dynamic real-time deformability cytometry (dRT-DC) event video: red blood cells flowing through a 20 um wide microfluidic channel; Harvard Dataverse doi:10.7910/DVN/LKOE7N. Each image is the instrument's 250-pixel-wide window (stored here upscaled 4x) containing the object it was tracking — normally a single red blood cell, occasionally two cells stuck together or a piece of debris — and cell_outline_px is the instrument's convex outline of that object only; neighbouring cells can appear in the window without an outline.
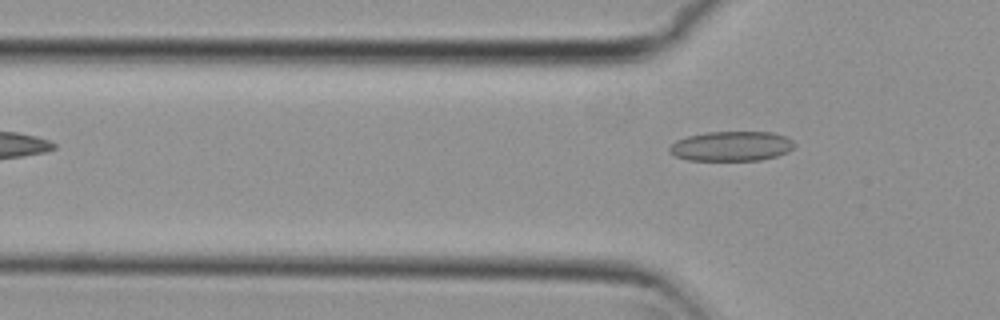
{"species": "common noctule bat (a hibernating species)", "species_latin": "Nyctalus noctula", "temperature_condition": "cold", "stored_images_in_passage": 5, "camera_frame_rate_fps": 3000, "um_per_image_px": 0.085, "animal": {"sex": "female", "body_mass_g": 29.2, "forearm_length_mm": 56.3}, "frame": {"image": 1, "passage_image": 5, "time_ms": 1.333, "image_size_px": [1000, 320], "cell_outline_px": [[796, 144], [788, 152], [776, 156], [760, 160], [688, 160], [676, 156], [668, 152], [668, 148], [676, 140], [688, 136], [708, 132], [772, 132], [784, 136], [792, 140]], "centroid_in_image_um": [62.16, 12.42], "position_along_channel_um": 63.6, "area_um2": 21.62}}